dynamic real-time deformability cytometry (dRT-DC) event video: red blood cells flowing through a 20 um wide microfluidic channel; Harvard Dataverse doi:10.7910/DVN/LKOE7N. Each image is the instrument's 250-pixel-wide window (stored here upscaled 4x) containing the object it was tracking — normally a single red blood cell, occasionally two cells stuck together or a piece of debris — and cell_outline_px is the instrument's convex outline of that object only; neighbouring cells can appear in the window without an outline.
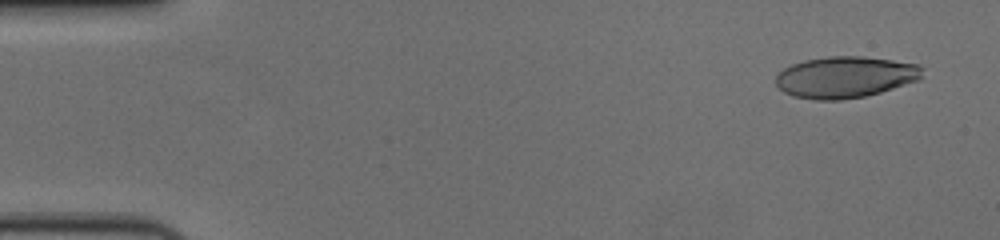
{"species": "human", "species_latin": "Homo sapiens", "temperature_condition": "cold", "stored_images_in_passage": 57, "camera_frame_rate_fps": 3000, "um_per_image_px": 0.085, "donor": {"sex": "female"}, "frame": {"image": 1, "passage_image": 3, "time_ms": 0.667, "image_size_px": [1000, 240], "cell_outline_px": [[924, 68], [920, 80], [880, 92], [864, 96], [840, 100], [816, 100], [792, 96], [784, 92], [776, 84], [776, 76], [784, 68], [792, 64], [804, 60], [828, 56], [864, 56], [920, 64]], "centroid_in_image_um": [71.87, 6.55], "position_along_channel_um": 13.1, "area_um2": 35.55}}
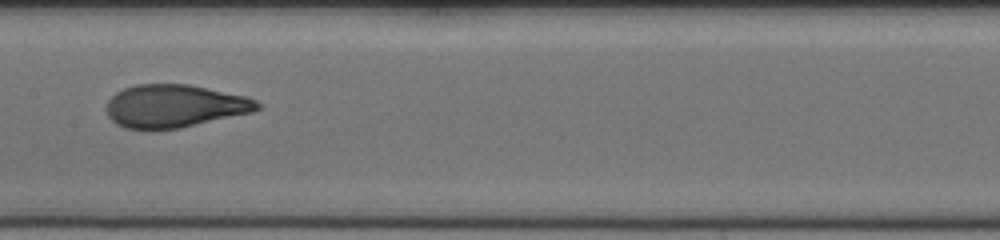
{"frame": {"image": 2, "passage_image": 29, "time_ms": 9.333, "image_size_px": [1000, 240], "cell_outline_px": [[260, 108], [252, 112], [180, 128], [124, 128], [116, 124], [108, 116], [108, 100], [116, 92], [124, 88], [136, 84], [188, 84], [244, 96], [256, 100], [260, 104]], "centroid_in_image_um": [14.83, 9.0], "position_along_channel_um": 192.6, "area_um2": 37.17}}
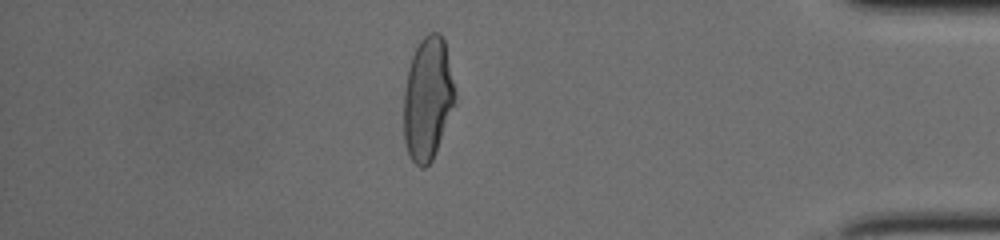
{"frame": {"image": 3, "passage_image": 49, "time_ms": 16.0, "image_size_px": [1000, 240], "cell_outline_px": [[456, 104], [432, 160], [424, 168], [420, 168], [412, 160], [408, 152], [404, 140], [404, 92], [408, 68], [412, 56], [420, 40], [428, 32], [440, 32], [444, 40], [456, 92]], "centroid_in_image_um": [36.37, 8.38], "position_along_channel_um": 398.8, "area_um2": 36.93}, "authors_computed_cell_mechanics": {"area_um2": 37.5122, "velocity_mm_per_s": 3.6436, "shape_relaxation_time_tau1_ms": 4.3689, "shape_relaxation_time_tau2_ms": 0.9282, "deformation_change_tau1": 0.1999, "deformation_change_tau2": 0.0653}}